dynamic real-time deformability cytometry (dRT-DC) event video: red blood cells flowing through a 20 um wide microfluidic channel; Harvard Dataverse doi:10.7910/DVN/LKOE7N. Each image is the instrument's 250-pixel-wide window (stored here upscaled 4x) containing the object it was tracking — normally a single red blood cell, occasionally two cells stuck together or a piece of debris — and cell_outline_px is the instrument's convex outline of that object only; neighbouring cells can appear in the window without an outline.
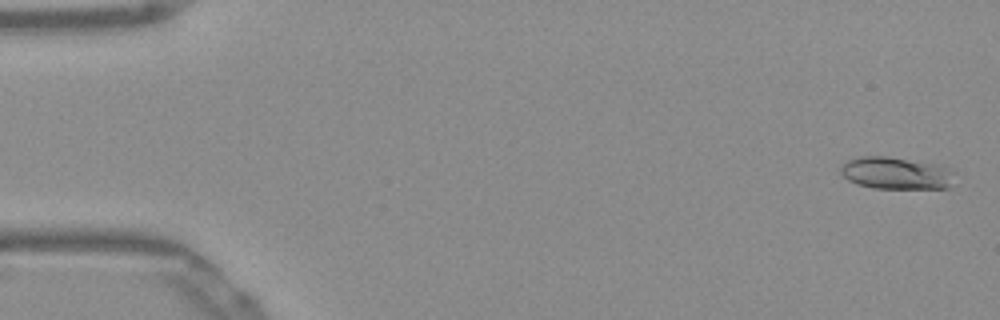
{"species": "Egyptian fruit bat (a non-hibernating species)", "species_latin": "Rousettus aegyptiacus", "temperature_condition": "warm", "stored_images_in_passage": 51, "camera_frame_rate_fps": 3000, "um_per_image_px": 0.085, "frame": {"image": 1, "passage_image": 1, "time_ms": 0.0, "image_size_px": [1000, 320], "cell_outline_px": [[956, 172], [948, 188], [872, 188], [856, 184], [848, 180], [840, 172], [840, 164], [848, 160], [860, 156], [888, 156], [932, 164], [948, 168]], "centroid_in_image_um": [76.11, 14.72], "position_along_channel_um": 8.9, "area_um2": 21.33}}
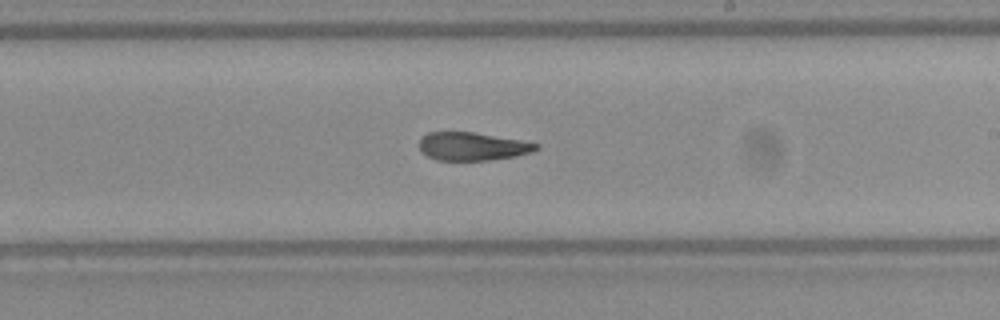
{"frame": {"image": 2, "passage_image": 30, "time_ms": 9.667, "image_size_px": [1000, 320], "cell_outline_px": [[540, 148], [532, 152], [516, 156], [488, 160], [436, 160], [420, 152], [416, 144], [420, 136], [428, 132], [476, 132], [520, 140], [540, 144]], "centroid_in_image_um": [40.09, 12.43], "position_along_channel_um": 248.9, "area_um2": 19.54}}
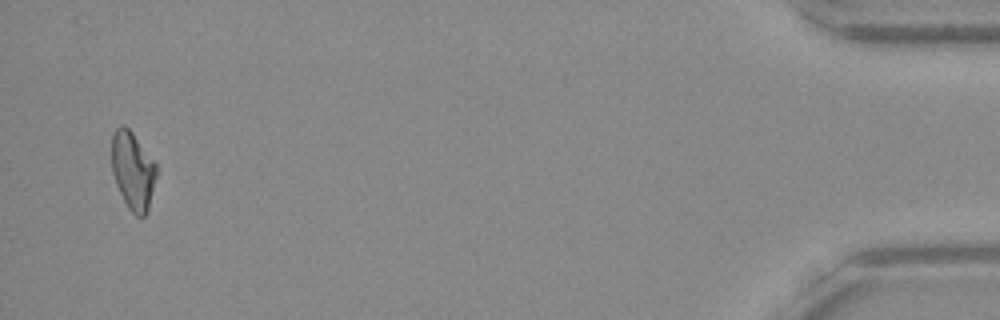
{"frame": {"image": 3, "passage_image": 50, "time_ms": 16.333, "image_size_px": [1000, 320], "cell_outline_px": [[156, 176], [148, 208], [144, 216], [136, 216], [128, 208], [116, 184], [112, 172], [112, 132], [120, 124], [124, 124], [132, 132], [156, 164]], "centroid_in_image_um": [11.27, 14.47], "position_along_channel_um": 423.9, "area_um2": 20.06}, "authors_computed_cell_mechanics": {"area_um2": 20.519, "velocity_mm_per_s": 3.8969, "shape_relaxation_time_tau1_ms": null, "shape_relaxation_time_tau2_ms": 2.0004, "deformation_change_tau1": null, "deformation_change_tau2": 0.0949}}